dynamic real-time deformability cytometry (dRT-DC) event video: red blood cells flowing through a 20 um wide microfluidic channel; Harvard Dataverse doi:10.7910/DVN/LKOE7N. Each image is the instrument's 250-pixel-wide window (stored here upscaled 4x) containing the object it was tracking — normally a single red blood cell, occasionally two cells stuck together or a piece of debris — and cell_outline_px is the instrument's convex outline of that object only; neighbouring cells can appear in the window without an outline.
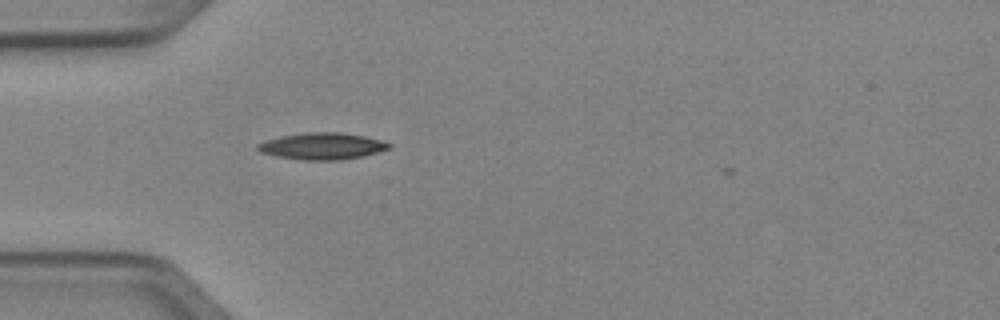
{"species": "Egyptian fruit bat (a non-hibernating species)", "species_latin": "Rousettus aegyptiacus", "temperature_condition": "cold", "stored_images_in_passage": 1, "camera_frame_rate_fps": 3000, "um_per_image_px": 0.085, "animal": {"sex": "female"}, "frame": {"image": 1, "passage_image": 1, "time_ms": 0.0, "image_size_px": [1000, 320], "cell_outline_px": [[392, 144], [388, 148], [364, 156], [340, 160], [304, 160], [276, 156], [260, 152], [256, 148], [256, 144], [264, 140], [280, 136], [308, 132], [340, 132], [364, 136], [380, 140]], "centroid_in_image_um": [27.33, 12.42], "position_along_channel_um": 57.7, "area_um2": 20.4}}